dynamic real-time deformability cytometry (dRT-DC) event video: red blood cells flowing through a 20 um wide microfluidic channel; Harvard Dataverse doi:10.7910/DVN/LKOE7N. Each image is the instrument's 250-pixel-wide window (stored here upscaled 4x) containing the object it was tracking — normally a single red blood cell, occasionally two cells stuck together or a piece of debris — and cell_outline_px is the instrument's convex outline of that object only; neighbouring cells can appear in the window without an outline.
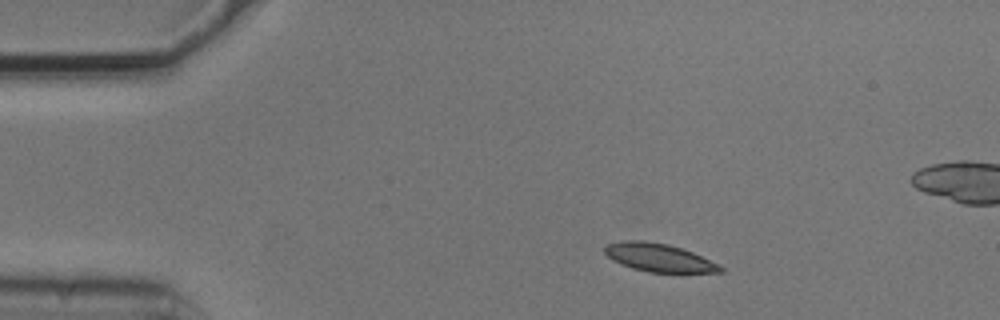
{"species": "common noctule bat (a hibernating species)", "species_latin": "Nyctalus noctula", "temperature_condition": "cold", "stored_images_in_passage": 3, "camera_frame_rate_fps": 3000, "um_per_image_px": 0.085, "animal": {"sex": "male", "body_mass_g": 20.5, "forearm_length_mm": 52.5}, "frame": {"image": 1, "passage_image": 1, "time_ms": 0.0, "image_size_px": [1000, 320], "cell_outline_px": [[724, 272], [648, 272], [632, 268], [620, 264], [612, 260], [604, 252], [604, 248], [608, 244], [624, 240], [644, 240], [668, 244], [692, 252], [720, 264], [724, 268]], "centroid_in_image_um": [56.0, 21.89], "position_along_channel_um": 29.0, "area_um2": 18.96}}
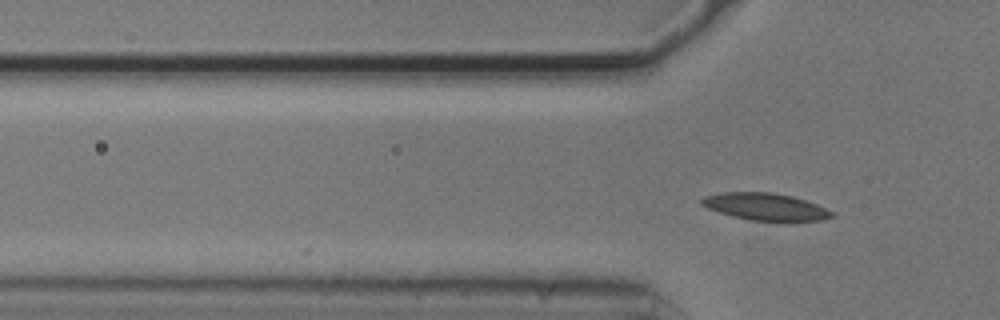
{"frame": {"image": 2, "passage_image": 3, "time_ms": 0.667, "image_size_px": [1000, 320], "cell_outline_px": [[836, 216], [824, 220], [752, 220], [732, 216], [708, 208], [700, 204], [700, 200], [704, 196], [724, 192], [772, 192], [792, 196], [816, 204], [832, 212]], "centroid_in_image_um": [65.04, 17.55], "position_along_channel_um": 60.8, "area_um2": 20.23}}